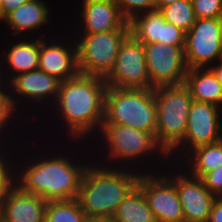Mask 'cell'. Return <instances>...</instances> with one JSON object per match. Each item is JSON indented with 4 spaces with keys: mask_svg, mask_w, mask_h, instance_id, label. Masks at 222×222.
Listing matches in <instances>:
<instances>
[{
    "mask_svg": "<svg viewBox=\"0 0 222 222\" xmlns=\"http://www.w3.org/2000/svg\"><path fill=\"white\" fill-rule=\"evenodd\" d=\"M186 33L169 22L162 26L161 43L167 46H185Z\"/></svg>",
    "mask_w": 222,
    "mask_h": 222,
    "instance_id": "cell-30",
    "label": "cell"
},
{
    "mask_svg": "<svg viewBox=\"0 0 222 222\" xmlns=\"http://www.w3.org/2000/svg\"><path fill=\"white\" fill-rule=\"evenodd\" d=\"M165 166L168 167L165 174L175 183L183 207L184 221L208 222L212 205L217 199V196L205 187L202 178L191 175L180 164H172V162L169 161ZM172 168L174 169L173 171H171ZM168 171L171 173H168Z\"/></svg>",
    "mask_w": 222,
    "mask_h": 222,
    "instance_id": "cell-11",
    "label": "cell"
},
{
    "mask_svg": "<svg viewBox=\"0 0 222 222\" xmlns=\"http://www.w3.org/2000/svg\"><path fill=\"white\" fill-rule=\"evenodd\" d=\"M68 38L63 43V40L50 42L48 39L43 40V37H39V69L61 82L79 74L76 41L73 37Z\"/></svg>",
    "mask_w": 222,
    "mask_h": 222,
    "instance_id": "cell-15",
    "label": "cell"
},
{
    "mask_svg": "<svg viewBox=\"0 0 222 222\" xmlns=\"http://www.w3.org/2000/svg\"><path fill=\"white\" fill-rule=\"evenodd\" d=\"M96 139L101 141V144H102V142L104 144V146L102 144V146H100V148L102 147L103 150H105V153L103 155L105 157L102 156L103 159L105 158L104 159L105 164H104V161H102V162L98 161V163L105 165V166L120 167V168H122V167L127 168L128 167L130 169H135V170L138 169V171H140L142 173L144 171L145 172L149 171V172L153 173V172H159V170L157 168L158 167L161 168V167H163L162 166L163 164L166 165L169 162V156L157 144L156 138L151 133L135 129V128L127 126V125L103 124L101 131L99 132ZM145 157H147V158H145ZM148 157H151L153 160ZM156 157H158V158H156ZM159 157H161L162 158L161 160H163L164 162L161 161L159 159ZM154 158H156V159H154ZM144 159H147V160H145V164H144ZM148 159H150V160H148ZM137 160H138V162H137ZM151 160H152V164L154 165L155 169H157L156 171H154L155 169H154V167L151 166V164L146 165V161L148 163V161H151ZM158 160H160V162H158ZM126 161H127V163H126ZM131 161H132V163H131ZM153 161L158 164H161L162 162L163 163L161 164V167H160L159 165L157 166L156 163H154ZM119 162H120V164H119ZM149 165L151 167H149ZM134 166H135V168H134ZM137 166L142 168V170L140 168H138ZM147 167H148V169L146 170ZM150 168H151V170H149Z\"/></svg>",
    "mask_w": 222,
    "mask_h": 222,
    "instance_id": "cell-4",
    "label": "cell"
},
{
    "mask_svg": "<svg viewBox=\"0 0 222 222\" xmlns=\"http://www.w3.org/2000/svg\"><path fill=\"white\" fill-rule=\"evenodd\" d=\"M112 218L116 222H157L138 185L123 199Z\"/></svg>",
    "mask_w": 222,
    "mask_h": 222,
    "instance_id": "cell-22",
    "label": "cell"
},
{
    "mask_svg": "<svg viewBox=\"0 0 222 222\" xmlns=\"http://www.w3.org/2000/svg\"><path fill=\"white\" fill-rule=\"evenodd\" d=\"M13 153L12 150L9 153L6 149L5 152L0 149V209L10 191L17 185V163L14 164V162L18 159L16 158L15 161L13 156L10 157Z\"/></svg>",
    "mask_w": 222,
    "mask_h": 222,
    "instance_id": "cell-26",
    "label": "cell"
},
{
    "mask_svg": "<svg viewBox=\"0 0 222 222\" xmlns=\"http://www.w3.org/2000/svg\"><path fill=\"white\" fill-rule=\"evenodd\" d=\"M47 201L16 185L0 209V222H45Z\"/></svg>",
    "mask_w": 222,
    "mask_h": 222,
    "instance_id": "cell-17",
    "label": "cell"
},
{
    "mask_svg": "<svg viewBox=\"0 0 222 222\" xmlns=\"http://www.w3.org/2000/svg\"><path fill=\"white\" fill-rule=\"evenodd\" d=\"M219 62L222 63V50H221V56H220Z\"/></svg>",
    "mask_w": 222,
    "mask_h": 222,
    "instance_id": "cell-38",
    "label": "cell"
},
{
    "mask_svg": "<svg viewBox=\"0 0 222 222\" xmlns=\"http://www.w3.org/2000/svg\"><path fill=\"white\" fill-rule=\"evenodd\" d=\"M34 37L36 39L31 38L30 40L27 37L24 40V36H20L22 39H18L11 45L8 44L10 47L8 46L7 50L3 49L4 53L0 59L2 66H4L3 75L7 83L18 74L39 69V36Z\"/></svg>",
    "mask_w": 222,
    "mask_h": 222,
    "instance_id": "cell-18",
    "label": "cell"
},
{
    "mask_svg": "<svg viewBox=\"0 0 222 222\" xmlns=\"http://www.w3.org/2000/svg\"><path fill=\"white\" fill-rule=\"evenodd\" d=\"M150 84L179 85L185 82L188 67L184 47L167 46L162 43L143 44Z\"/></svg>",
    "mask_w": 222,
    "mask_h": 222,
    "instance_id": "cell-13",
    "label": "cell"
},
{
    "mask_svg": "<svg viewBox=\"0 0 222 222\" xmlns=\"http://www.w3.org/2000/svg\"><path fill=\"white\" fill-rule=\"evenodd\" d=\"M196 19L222 18V0H192Z\"/></svg>",
    "mask_w": 222,
    "mask_h": 222,
    "instance_id": "cell-29",
    "label": "cell"
},
{
    "mask_svg": "<svg viewBox=\"0 0 222 222\" xmlns=\"http://www.w3.org/2000/svg\"><path fill=\"white\" fill-rule=\"evenodd\" d=\"M76 35L79 74L105 78L115 65L120 45L130 30H111L96 34Z\"/></svg>",
    "mask_w": 222,
    "mask_h": 222,
    "instance_id": "cell-7",
    "label": "cell"
},
{
    "mask_svg": "<svg viewBox=\"0 0 222 222\" xmlns=\"http://www.w3.org/2000/svg\"><path fill=\"white\" fill-rule=\"evenodd\" d=\"M88 217L77 199L47 201L45 222H87Z\"/></svg>",
    "mask_w": 222,
    "mask_h": 222,
    "instance_id": "cell-24",
    "label": "cell"
},
{
    "mask_svg": "<svg viewBox=\"0 0 222 222\" xmlns=\"http://www.w3.org/2000/svg\"><path fill=\"white\" fill-rule=\"evenodd\" d=\"M184 84L189 88L193 100L222 108V86L209 67L188 69Z\"/></svg>",
    "mask_w": 222,
    "mask_h": 222,
    "instance_id": "cell-20",
    "label": "cell"
},
{
    "mask_svg": "<svg viewBox=\"0 0 222 222\" xmlns=\"http://www.w3.org/2000/svg\"><path fill=\"white\" fill-rule=\"evenodd\" d=\"M178 0H155V9L159 10L161 7L173 4Z\"/></svg>",
    "mask_w": 222,
    "mask_h": 222,
    "instance_id": "cell-35",
    "label": "cell"
},
{
    "mask_svg": "<svg viewBox=\"0 0 222 222\" xmlns=\"http://www.w3.org/2000/svg\"><path fill=\"white\" fill-rule=\"evenodd\" d=\"M104 79L112 88H154L148 77L144 45L131 33L120 45L115 65Z\"/></svg>",
    "mask_w": 222,
    "mask_h": 222,
    "instance_id": "cell-9",
    "label": "cell"
},
{
    "mask_svg": "<svg viewBox=\"0 0 222 222\" xmlns=\"http://www.w3.org/2000/svg\"><path fill=\"white\" fill-rule=\"evenodd\" d=\"M165 21L187 33L195 24L196 16L192 0H178L173 4L161 7Z\"/></svg>",
    "mask_w": 222,
    "mask_h": 222,
    "instance_id": "cell-25",
    "label": "cell"
},
{
    "mask_svg": "<svg viewBox=\"0 0 222 222\" xmlns=\"http://www.w3.org/2000/svg\"><path fill=\"white\" fill-rule=\"evenodd\" d=\"M106 90L105 79L100 76L78 74L61 82L52 113L60 115L58 124L62 123L60 126L68 133L66 139L75 143L91 140L92 135L96 138L104 121Z\"/></svg>",
    "mask_w": 222,
    "mask_h": 222,
    "instance_id": "cell-1",
    "label": "cell"
},
{
    "mask_svg": "<svg viewBox=\"0 0 222 222\" xmlns=\"http://www.w3.org/2000/svg\"><path fill=\"white\" fill-rule=\"evenodd\" d=\"M50 15V8L46 1L30 0L8 13L1 22L4 21L5 26H8L11 31L13 30L11 34L14 39L19 37L22 32L23 34L27 32L25 39L29 32L33 34L37 29L42 30L44 25L50 24Z\"/></svg>",
    "mask_w": 222,
    "mask_h": 222,
    "instance_id": "cell-19",
    "label": "cell"
},
{
    "mask_svg": "<svg viewBox=\"0 0 222 222\" xmlns=\"http://www.w3.org/2000/svg\"><path fill=\"white\" fill-rule=\"evenodd\" d=\"M202 180L211 193L222 197V166L207 172Z\"/></svg>",
    "mask_w": 222,
    "mask_h": 222,
    "instance_id": "cell-31",
    "label": "cell"
},
{
    "mask_svg": "<svg viewBox=\"0 0 222 222\" xmlns=\"http://www.w3.org/2000/svg\"><path fill=\"white\" fill-rule=\"evenodd\" d=\"M19 112L16 110L12 98L10 97L8 89L5 91L0 92V149H8L9 145L5 146L6 142H3L2 139L6 138L7 136L9 137V130L13 124L15 125L14 121L18 123V114ZM17 118V119H15ZM14 120V121H12ZM11 124V125H10ZM8 129V130H7ZM7 130V132H6ZM5 134V136H3ZM7 134V136H6ZM3 137V138H2ZM3 145H2V144ZM5 148H3V147Z\"/></svg>",
    "mask_w": 222,
    "mask_h": 222,
    "instance_id": "cell-27",
    "label": "cell"
},
{
    "mask_svg": "<svg viewBox=\"0 0 222 222\" xmlns=\"http://www.w3.org/2000/svg\"><path fill=\"white\" fill-rule=\"evenodd\" d=\"M87 222H116L113 218H91Z\"/></svg>",
    "mask_w": 222,
    "mask_h": 222,
    "instance_id": "cell-37",
    "label": "cell"
},
{
    "mask_svg": "<svg viewBox=\"0 0 222 222\" xmlns=\"http://www.w3.org/2000/svg\"><path fill=\"white\" fill-rule=\"evenodd\" d=\"M81 34H96L111 30H130L116 0H81ZM83 27V28H82ZM83 31V32H82Z\"/></svg>",
    "mask_w": 222,
    "mask_h": 222,
    "instance_id": "cell-16",
    "label": "cell"
},
{
    "mask_svg": "<svg viewBox=\"0 0 222 222\" xmlns=\"http://www.w3.org/2000/svg\"><path fill=\"white\" fill-rule=\"evenodd\" d=\"M0 63H2V61L0 60ZM4 83V84H3ZM7 89V82L4 78L3 75V66L2 64L0 65V92L5 91Z\"/></svg>",
    "mask_w": 222,
    "mask_h": 222,
    "instance_id": "cell-36",
    "label": "cell"
},
{
    "mask_svg": "<svg viewBox=\"0 0 222 222\" xmlns=\"http://www.w3.org/2000/svg\"><path fill=\"white\" fill-rule=\"evenodd\" d=\"M162 13L155 9L136 15L130 22V33L142 44L161 43Z\"/></svg>",
    "mask_w": 222,
    "mask_h": 222,
    "instance_id": "cell-23",
    "label": "cell"
},
{
    "mask_svg": "<svg viewBox=\"0 0 222 222\" xmlns=\"http://www.w3.org/2000/svg\"><path fill=\"white\" fill-rule=\"evenodd\" d=\"M209 68L216 75L218 82L222 86V63L217 61L215 64L211 65Z\"/></svg>",
    "mask_w": 222,
    "mask_h": 222,
    "instance_id": "cell-34",
    "label": "cell"
},
{
    "mask_svg": "<svg viewBox=\"0 0 222 222\" xmlns=\"http://www.w3.org/2000/svg\"><path fill=\"white\" fill-rule=\"evenodd\" d=\"M60 84L61 81L56 77L50 76L40 69H36L13 77L7 83V89L16 110L20 114L21 112L18 109L20 107L19 104H21L24 99L27 104L31 101L29 103H32L31 105H38L39 103L44 105L46 101V105L50 103L52 107L58 96Z\"/></svg>",
    "mask_w": 222,
    "mask_h": 222,
    "instance_id": "cell-14",
    "label": "cell"
},
{
    "mask_svg": "<svg viewBox=\"0 0 222 222\" xmlns=\"http://www.w3.org/2000/svg\"><path fill=\"white\" fill-rule=\"evenodd\" d=\"M208 222H222V197L214 201Z\"/></svg>",
    "mask_w": 222,
    "mask_h": 222,
    "instance_id": "cell-33",
    "label": "cell"
},
{
    "mask_svg": "<svg viewBox=\"0 0 222 222\" xmlns=\"http://www.w3.org/2000/svg\"><path fill=\"white\" fill-rule=\"evenodd\" d=\"M30 0H2L0 7V21L10 12Z\"/></svg>",
    "mask_w": 222,
    "mask_h": 222,
    "instance_id": "cell-32",
    "label": "cell"
},
{
    "mask_svg": "<svg viewBox=\"0 0 222 222\" xmlns=\"http://www.w3.org/2000/svg\"><path fill=\"white\" fill-rule=\"evenodd\" d=\"M141 173L135 169L105 166L97 161L90 163L77 197L88 219L112 218L123 199L138 184Z\"/></svg>",
    "mask_w": 222,
    "mask_h": 222,
    "instance_id": "cell-3",
    "label": "cell"
},
{
    "mask_svg": "<svg viewBox=\"0 0 222 222\" xmlns=\"http://www.w3.org/2000/svg\"><path fill=\"white\" fill-rule=\"evenodd\" d=\"M222 50V18L196 19L185 35L188 69L210 67L219 61Z\"/></svg>",
    "mask_w": 222,
    "mask_h": 222,
    "instance_id": "cell-10",
    "label": "cell"
},
{
    "mask_svg": "<svg viewBox=\"0 0 222 222\" xmlns=\"http://www.w3.org/2000/svg\"><path fill=\"white\" fill-rule=\"evenodd\" d=\"M116 3L128 22L140 13L155 10V0H116Z\"/></svg>",
    "mask_w": 222,
    "mask_h": 222,
    "instance_id": "cell-28",
    "label": "cell"
},
{
    "mask_svg": "<svg viewBox=\"0 0 222 222\" xmlns=\"http://www.w3.org/2000/svg\"><path fill=\"white\" fill-rule=\"evenodd\" d=\"M221 139L222 108L211 103L193 100L188 114L185 137L168 155L169 161L179 164L195 148L218 142Z\"/></svg>",
    "mask_w": 222,
    "mask_h": 222,
    "instance_id": "cell-8",
    "label": "cell"
},
{
    "mask_svg": "<svg viewBox=\"0 0 222 222\" xmlns=\"http://www.w3.org/2000/svg\"><path fill=\"white\" fill-rule=\"evenodd\" d=\"M191 175L202 178L222 166V139L192 150L180 163Z\"/></svg>",
    "mask_w": 222,
    "mask_h": 222,
    "instance_id": "cell-21",
    "label": "cell"
},
{
    "mask_svg": "<svg viewBox=\"0 0 222 222\" xmlns=\"http://www.w3.org/2000/svg\"><path fill=\"white\" fill-rule=\"evenodd\" d=\"M156 116L154 88L107 87L103 124L127 125L156 138Z\"/></svg>",
    "mask_w": 222,
    "mask_h": 222,
    "instance_id": "cell-5",
    "label": "cell"
},
{
    "mask_svg": "<svg viewBox=\"0 0 222 222\" xmlns=\"http://www.w3.org/2000/svg\"><path fill=\"white\" fill-rule=\"evenodd\" d=\"M49 152L44 155L38 153L39 157L36 152L35 157H29V153L24 156L25 159L19 157L20 163L16 162L17 185L46 201L77 199L83 176L91 162L77 160L73 154L70 155L73 158L69 157L70 151L65 152V155L59 154V150L58 154Z\"/></svg>",
    "mask_w": 222,
    "mask_h": 222,
    "instance_id": "cell-2",
    "label": "cell"
},
{
    "mask_svg": "<svg viewBox=\"0 0 222 222\" xmlns=\"http://www.w3.org/2000/svg\"><path fill=\"white\" fill-rule=\"evenodd\" d=\"M156 99V141L169 155L184 139L193 98L189 88L161 85L154 88Z\"/></svg>",
    "mask_w": 222,
    "mask_h": 222,
    "instance_id": "cell-6",
    "label": "cell"
},
{
    "mask_svg": "<svg viewBox=\"0 0 222 222\" xmlns=\"http://www.w3.org/2000/svg\"><path fill=\"white\" fill-rule=\"evenodd\" d=\"M162 173L161 170L153 174L143 172L137 185L143 190L157 222H185L175 183Z\"/></svg>",
    "mask_w": 222,
    "mask_h": 222,
    "instance_id": "cell-12",
    "label": "cell"
}]
</instances>
